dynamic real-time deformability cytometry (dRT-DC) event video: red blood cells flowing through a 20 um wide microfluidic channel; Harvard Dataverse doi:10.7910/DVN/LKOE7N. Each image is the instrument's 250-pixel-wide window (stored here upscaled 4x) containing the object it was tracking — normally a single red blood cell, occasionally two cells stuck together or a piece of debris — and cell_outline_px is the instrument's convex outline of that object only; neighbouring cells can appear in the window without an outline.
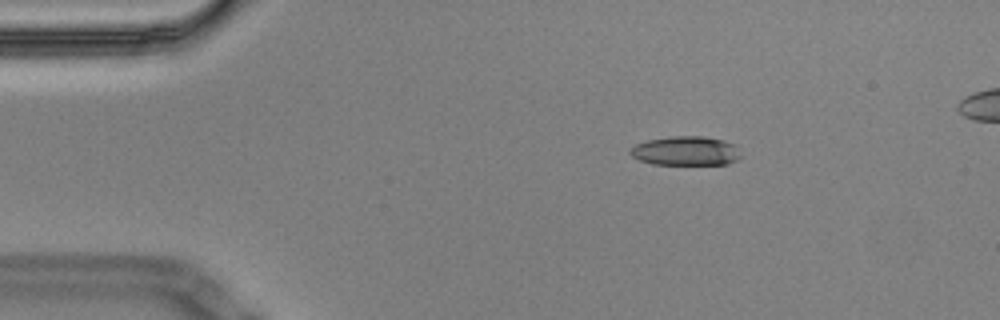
{"species": "Egyptian fruit bat (a non-hibernating species)", "species_latin": "Rousettus aegyptiacus", "temperature_condition": "cold", "stored_images_in_passage": 5, "camera_frame_rate_fps": 3000, "um_per_image_px": 0.085, "animal": {"sex": "male"}, "frame": {"image": 1, "passage_image": 2, "time_ms": 0.333, "image_size_px": [1000, 320], "cell_outline_px": [[740, 156], [736, 160], [728, 164], [652, 164], [640, 160], [632, 156], [628, 152], [636, 144], [648, 140], [672, 136], [704, 136], [724, 140], [736, 144]], "centroid_in_image_um": [58.31, 12.82], "position_along_channel_um": 26.7, "area_um2": 18.79}}